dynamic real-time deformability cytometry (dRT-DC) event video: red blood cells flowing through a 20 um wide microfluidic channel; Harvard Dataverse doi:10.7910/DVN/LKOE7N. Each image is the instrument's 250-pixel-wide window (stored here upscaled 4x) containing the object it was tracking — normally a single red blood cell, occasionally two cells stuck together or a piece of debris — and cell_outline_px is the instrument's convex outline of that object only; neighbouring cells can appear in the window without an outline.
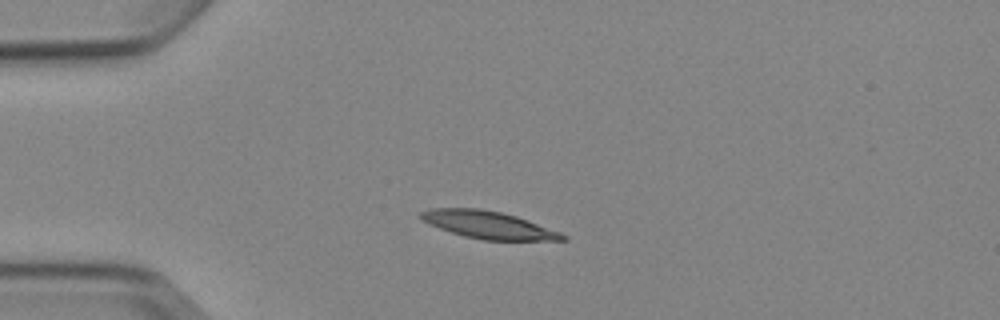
{"species": "Egyptian fruit bat (a non-hibernating species)", "species_latin": "Rousettus aegyptiacus", "temperature_condition": "cold", "stored_images_in_passage": 6, "camera_frame_rate_fps": 3000, "um_per_image_px": 0.085, "animal": {"sex": "female"}, "frame": {"image": 1, "passage_image": 2, "time_ms": 1.333, "image_size_px": [1000, 320], "cell_outline_px": [[568, 240], [484, 240], [464, 236], [428, 224], [420, 216], [420, 212], [428, 208], [480, 208], [500, 212], [516, 216], [560, 232], [568, 236]], "centroid_in_image_um": [41.51, 19.11], "position_along_channel_um": 43.5, "area_um2": 22.48}}
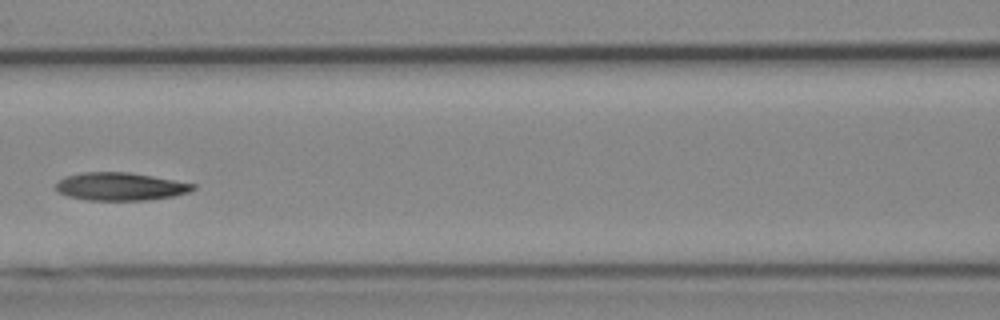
{"frame": {"image": 2, "passage_image": 5, "time_ms": 5.0, "image_size_px": [1000, 320], "cell_outline_px": [[196, 188], [188, 192], [172, 196], [148, 200], [88, 200], [68, 196], [60, 192], [56, 188], [56, 184], [64, 176], [84, 172], [128, 172], [152, 176], [196, 184]], "centroid_in_image_um": [10.23, 15.85], "position_along_channel_um": 156.4, "area_um2": 22.14}}
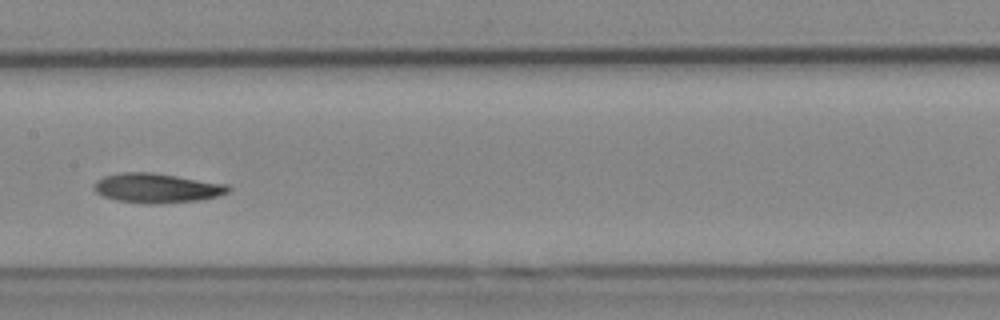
{"frame": {"image": 3, "passage_image": 6, "time_ms": 6.0, "image_size_px": [1000, 320], "cell_outline_px": [[232, 188], [228, 192], [216, 196], [200, 200], [160, 204], [152, 204], [116, 200], [104, 196], [96, 192], [92, 188], [92, 184], [96, 180], [104, 176], [120, 172], [152, 172], [228, 184]], "centroid_in_image_um": [13.31, 15.98], "position_along_channel_um": 194.1, "area_um2": 23.24}}